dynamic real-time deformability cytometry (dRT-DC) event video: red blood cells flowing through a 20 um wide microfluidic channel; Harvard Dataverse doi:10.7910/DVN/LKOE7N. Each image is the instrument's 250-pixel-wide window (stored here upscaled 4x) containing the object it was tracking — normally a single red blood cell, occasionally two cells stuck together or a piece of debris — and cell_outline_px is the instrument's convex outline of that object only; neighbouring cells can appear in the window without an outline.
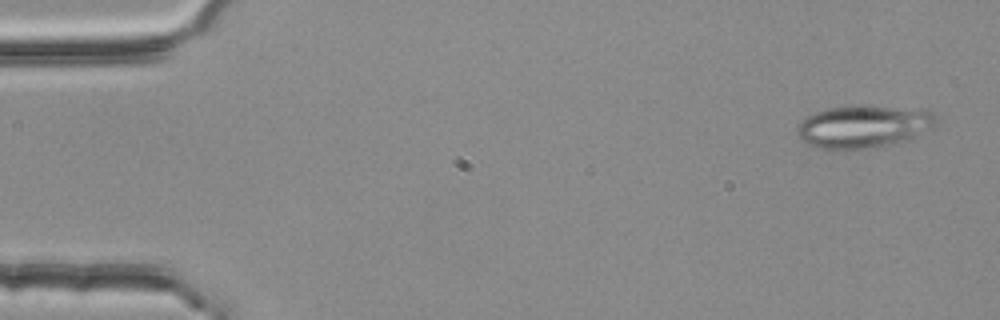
{"species": "common noctule bat (a hibernating species)", "species_latin": "Nyctalus noctula", "temperature_condition": "room temperature", "stored_images_in_passage": 5, "camera_frame_rate_fps": 3000, "um_per_image_px": 0.085, "animal": {"sex": "female", "body_mass_g": 25.1}, "frame": {"image": 1, "passage_image": 1, "time_ms": 0.0, "image_size_px": [1000, 320], "cell_outline_px": [[936, 120], [932, 128], [900, 144], [868, 148], [820, 148], [808, 144], [800, 140], [796, 136], [796, 128], [808, 116], [824, 108], [856, 104], [924, 108], [936, 112]], "centroid_in_image_um": [73.46, 10.72], "position_along_channel_um": 11.5, "area_um2": 35.32}}